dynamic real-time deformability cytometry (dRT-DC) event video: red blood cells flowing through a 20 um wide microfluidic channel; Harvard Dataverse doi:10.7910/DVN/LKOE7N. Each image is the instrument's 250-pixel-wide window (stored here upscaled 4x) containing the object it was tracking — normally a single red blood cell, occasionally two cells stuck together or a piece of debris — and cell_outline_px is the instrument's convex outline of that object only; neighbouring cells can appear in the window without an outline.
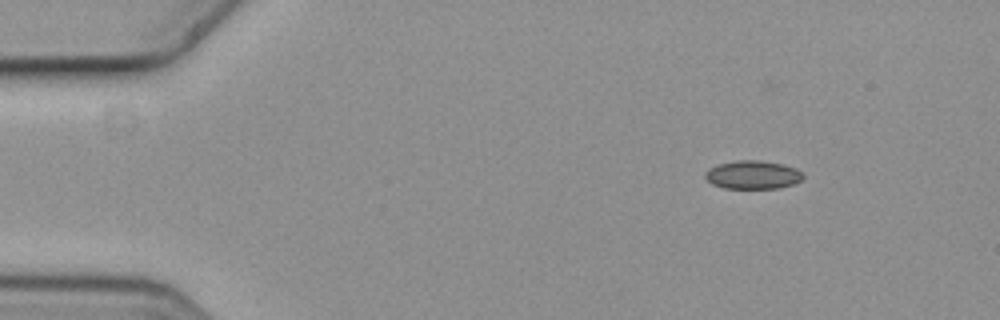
{"species": "common noctule bat (a hibernating species)", "species_latin": "Nyctalus noctula", "temperature_condition": "cold", "stored_images_in_passage": 2, "camera_frame_rate_fps": 3000, "um_per_image_px": 0.085, "animal": {"sex": "female", "body_mass_g": 19.3, "forearm_length_mm": 54.1}, "frame": {"image": 1, "passage_image": 1, "time_ms": 0.0, "image_size_px": [1000, 320], "cell_outline_px": [[804, 176], [800, 180], [792, 184], [776, 188], [724, 188], [712, 184], [704, 176], [704, 172], [708, 168], [720, 164], [736, 160], [760, 160], [784, 164], [796, 168]], "centroid_in_image_um": [63.96, 14.85], "position_along_channel_um": 21.0, "area_um2": 16.13}}